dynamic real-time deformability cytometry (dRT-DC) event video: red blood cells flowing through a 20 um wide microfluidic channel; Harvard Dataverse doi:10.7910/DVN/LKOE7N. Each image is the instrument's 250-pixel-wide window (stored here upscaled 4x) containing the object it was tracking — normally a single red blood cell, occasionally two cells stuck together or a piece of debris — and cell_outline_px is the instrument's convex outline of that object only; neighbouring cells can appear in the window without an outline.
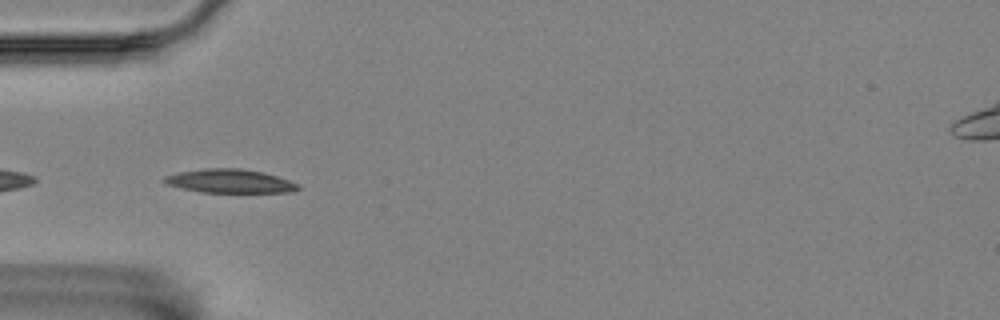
{"species": "Egyptian fruit bat (a non-hibernating species)", "species_latin": "Rousettus aegyptiacus", "temperature_condition": "room temperature", "stored_images_in_passage": 5, "segment_of_instrument_passage": [2, 2], "camera_frame_rate_fps": 3000, "um_per_image_px": 0.085, "animal": {"sex": "female"}, "frame": {"image": 1, "passage_image": 4, "time_ms": 1.0, "image_size_px": [1000, 320], "cell_outline_px": [[300, 188], [292, 192], [200, 192], [180, 188], [164, 184], [160, 180], [164, 176], [176, 172], [204, 168], [240, 168], [264, 172], [300, 184]], "centroid_in_image_um": [19.46, 15.39], "position_along_channel_um": 65.5, "area_um2": 18.73}}
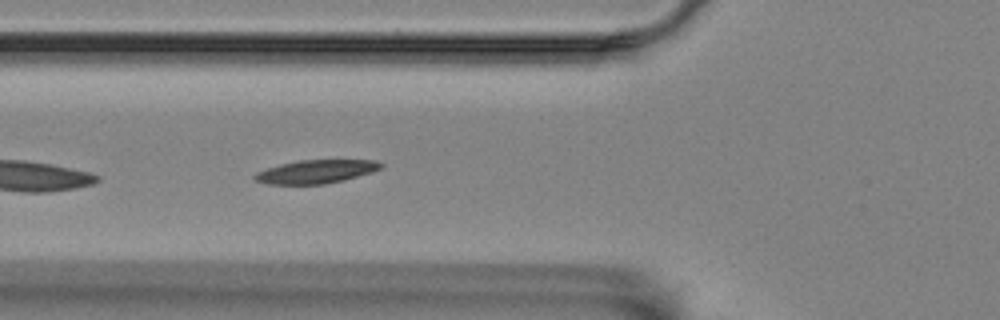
{"frame": {"image": 2, "passage_image": 5, "time_ms": 1.333, "image_size_px": [1000, 320], "cell_outline_px": [[384, 164], [380, 168], [372, 172], [344, 180], [324, 184], [268, 184], [256, 180], [252, 176], [256, 172], [280, 164], [300, 160], [376, 160]], "centroid_in_image_um": [26.86, 14.58], "position_along_channel_um": 98.9, "area_um2": 17.11}}